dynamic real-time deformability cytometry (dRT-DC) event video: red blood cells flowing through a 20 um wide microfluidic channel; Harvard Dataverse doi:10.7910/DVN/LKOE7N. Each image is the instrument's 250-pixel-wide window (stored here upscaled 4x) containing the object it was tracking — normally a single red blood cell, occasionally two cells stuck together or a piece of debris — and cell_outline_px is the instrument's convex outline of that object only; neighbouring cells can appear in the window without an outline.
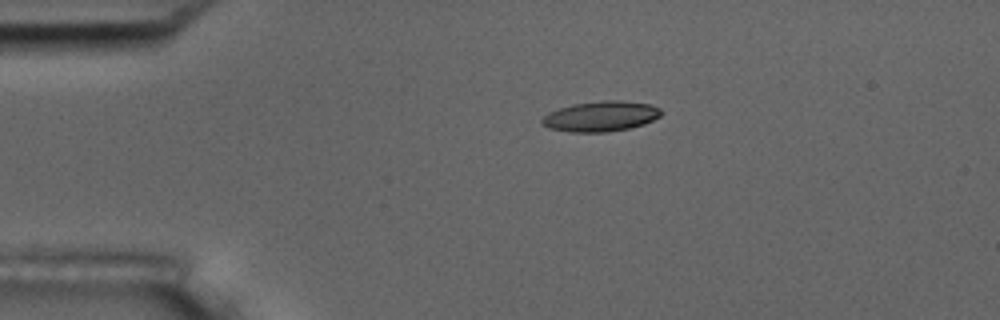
{"species": "common noctule bat (a hibernating species)", "species_latin": "Nyctalus noctula", "temperature_condition": "room temperature", "stored_images_in_passage": 3, "camera_frame_rate_fps": 3000, "um_per_image_px": 0.085, "animal": {"sex": "male", "body_mass_g": 17.5, "forearm_length_mm": 52.3}, "frame": {"image": 1, "passage_image": 1, "time_ms": 0.0, "image_size_px": [1000, 320], "cell_outline_px": [[664, 112], [660, 116], [644, 124], [628, 128], [608, 132], [568, 132], [548, 128], [540, 124], [540, 120], [548, 112], [572, 104], [604, 100], [620, 100], [652, 104], [660, 108]], "centroid_in_image_um": [51.06, 9.88], "position_along_channel_um": 33.9, "area_um2": 21.27}}
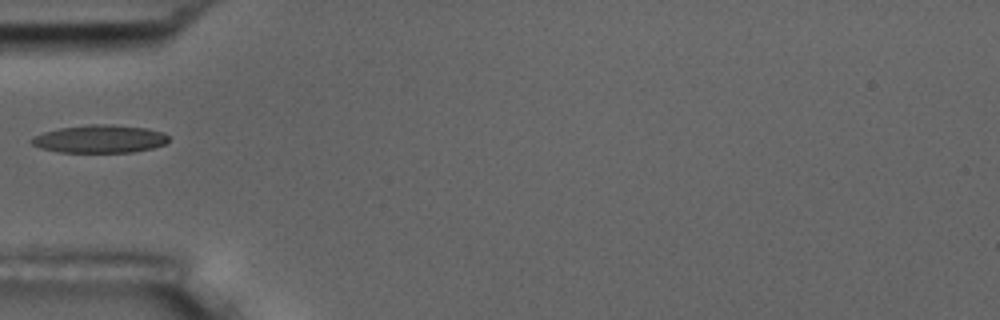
{"frame": {"image": 2, "passage_image": 3, "time_ms": 2.333, "image_size_px": [1000, 320], "cell_outline_px": [[168, 140], [164, 144], [152, 148], [132, 152], [56, 152], [40, 148], [32, 144], [28, 140], [32, 136], [44, 132], [60, 128], [92, 124], [112, 124], [148, 128], [164, 132], [168, 136]], "centroid_in_image_um": [8.46, 11.8], "position_along_channel_um": 76.5, "area_um2": 22.43}}